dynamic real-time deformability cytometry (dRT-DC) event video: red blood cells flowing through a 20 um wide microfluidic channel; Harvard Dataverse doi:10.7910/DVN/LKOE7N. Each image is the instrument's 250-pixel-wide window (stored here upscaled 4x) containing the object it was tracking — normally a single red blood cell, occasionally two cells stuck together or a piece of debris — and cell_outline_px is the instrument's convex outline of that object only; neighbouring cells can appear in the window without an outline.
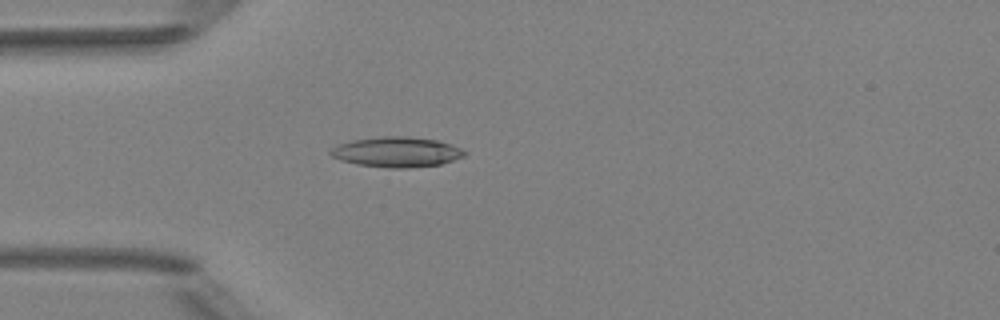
{"species": "Egyptian fruit bat (a non-hibernating species)", "species_latin": "Rousettus aegyptiacus", "temperature_condition": "room temperature", "stored_images_in_passage": 5, "camera_frame_rate_fps": 3000, "um_per_image_px": 0.085, "animal": {"sex": "female"}, "frame": {"image": 1, "passage_image": 5, "time_ms": 4.333, "image_size_px": [1000, 320], "cell_outline_px": [[468, 152], [464, 156], [440, 164], [408, 168], [392, 168], [356, 164], [340, 160], [332, 156], [328, 152], [332, 148], [340, 144], [352, 140], [380, 136], [404, 136], [436, 140], [452, 144]], "centroid_in_image_um": [33.71, 12.92], "position_along_channel_um": 51.3, "area_um2": 23.47}}